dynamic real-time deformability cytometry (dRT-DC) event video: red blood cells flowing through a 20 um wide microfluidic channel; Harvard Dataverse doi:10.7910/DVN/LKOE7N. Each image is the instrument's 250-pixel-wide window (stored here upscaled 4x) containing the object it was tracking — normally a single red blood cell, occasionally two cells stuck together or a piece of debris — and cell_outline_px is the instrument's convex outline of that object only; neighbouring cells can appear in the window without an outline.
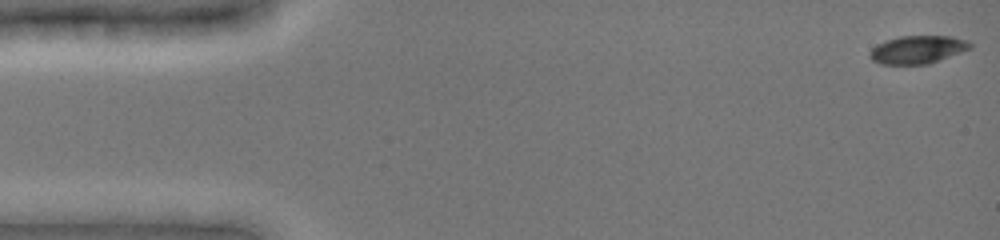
{"species": "common noctule bat (a hibernating species)", "species_latin": "Nyctalus noctula", "temperature_condition": "cold", "stored_images_in_passage": 80, "camera_frame_rate_fps": 3000, "um_per_image_px": 0.085, "animal": {"sex": "female", "body_mass_g": 19.0, "forearm_length_mm": 51.5}, "frame": {"image": 1, "passage_image": 1, "time_ms": 0.0, "image_size_px": [1000, 240], "cell_outline_px": [[972, 48], [928, 64], [880, 64], [872, 60], [868, 56], [868, 52], [876, 44], [884, 40], [900, 36], [952, 36], [968, 40], [972, 44]], "centroid_in_image_um": [77.97, 4.21], "position_along_channel_um": 7.0, "area_um2": 16.53}}
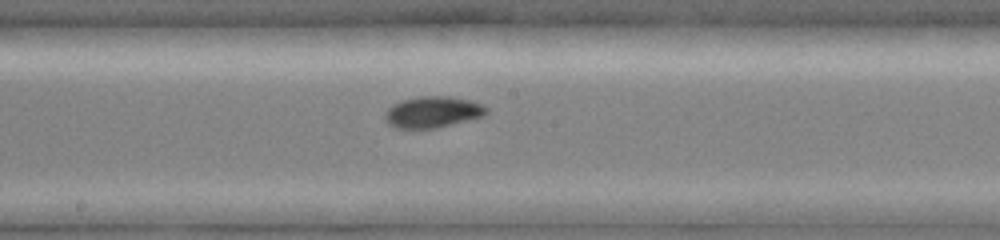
{"frame": {"image": 2, "passage_image": 43, "time_ms": 8.333, "image_size_px": [1000, 240], "cell_outline_px": [[488, 112], [484, 116], [436, 128], [396, 128], [388, 124], [384, 120], [384, 112], [392, 104], [416, 96], [448, 96], [468, 100], [484, 104], [488, 108]], "centroid_in_image_um": [36.77, 9.52], "position_along_channel_um": 211.4, "area_um2": 18.61}}
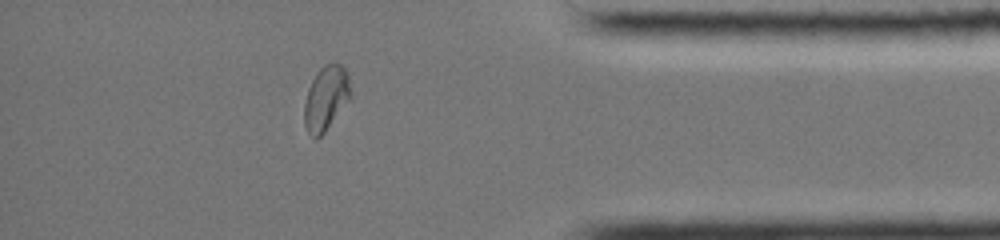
{"frame": {"image": 3, "passage_image": 68, "time_ms": 13.667, "image_size_px": [1000, 240], "cell_outline_px": [[352, 96], [324, 132], [316, 140], [312, 140], [304, 124], [304, 104], [308, 88], [312, 80], [320, 68], [324, 64], [340, 64], [344, 68], [348, 76], [352, 92]], "centroid_in_image_um": [27.7, 8.37], "position_along_channel_um": 407.5, "area_um2": 17.4}, "authors_computed_cell_mechanics": {"area_um2": 17.1666, "velocity_mm_per_s": 3.9734, "shape_relaxation_time_tau1_ms": 2.7648, "shape_relaxation_time_tau2_ms": 1.9363, "deformation_change_tau1": 0.1313, "deformation_change_tau2": 0.0396}}